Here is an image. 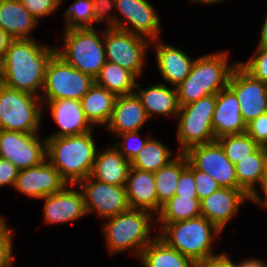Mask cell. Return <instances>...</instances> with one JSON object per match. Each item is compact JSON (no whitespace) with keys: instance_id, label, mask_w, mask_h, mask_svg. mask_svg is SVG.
<instances>
[{"instance_id":"cell-28","label":"cell","mask_w":267,"mask_h":267,"mask_svg":"<svg viewBox=\"0 0 267 267\" xmlns=\"http://www.w3.org/2000/svg\"><path fill=\"white\" fill-rule=\"evenodd\" d=\"M141 267H197V264L156 236L141 252Z\"/></svg>"},{"instance_id":"cell-52","label":"cell","mask_w":267,"mask_h":267,"mask_svg":"<svg viewBox=\"0 0 267 267\" xmlns=\"http://www.w3.org/2000/svg\"><path fill=\"white\" fill-rule=\"evenodd\" d=\"M4 75V56L0 54V83Z\"/></svg>"},{"instance_id":"cell-4","label":"cell","mask_w":267,"mask_h":267,"mask_svg":"<svg viewBox=\"0 0 267 267\" xmlns=\"http://www.w3.org/2000/svg\"><path fill=\"white\" fill-rule=\"evenodd\" d=\"M229 50L201 55L193 62L190 74L176 86L179 106L217 94L228 86L232 70L238 64L230 61Z\"/></svg>"},{"instance_id":"cell-45","label":"cell","mask_w":267,"mask_h":267,"mask_svg":"<svg viewBox=\"0 0 267 267\" xmlns=\"http://www.w3.org/2000/svg\"><path fill=\"white\" fill-rule=\"evenodd\" d=\"M230 253L226 251L212 255L197 263V267H233Z\"/></svg>"},{"instance_id":"cell-53","label":"cell","mask_w":267,"mask_h":267,"mask_svg":"<svg viewBox=\"0 0 267 267\" xmlns=\"http://www.w3.org/2000/svg\"><path fill=\"white\" fill-rule=\"evenodd\" d=\"M64 3V0H60V8H62V4Z\"/></svg>"},{"instance_id":"cell-42","label":"cell","mask_w":267,"mask_h":267,"mask_svg":"<svg viewBox=\"0 0 267 267\" xmlns=\"http://www.w3.org/2000/svg\"><path fill=\"white\" fill-rule=\"evenodd\" d=\"M175 195L198 198L193 173L187 167L180 173Z\"/></svg>"},{"instance_id":"cell-9","label":"cell","mask_w":267,"mask_h":267,"mask_svg":"<svg viewBox=\"0 0 267 267\" xmlns=\"http://www.w3.org/2000/svg\"><path fill=\"white\" fill-rule=\"evenodd\" d=\"M106 61L118 64L137 79L142 78L151 41L128 31L104 28Z\"/></svg>"},{"instance_id":"cell-27","label":"cell","mask_w":267,"mask_h":267,"mask_svg":"<svg viewBox=\"0 0 267 267\" xmlns=\"http://www.w3.org/2000/svg\"><path fill=\"white\" fill-rule=\"evenodd\" d=\"M116 97L114 93L94 83L81 98L85 117L93 127L102 126V129H104L108 124Z\"/></svg>"},{"instance_id":"cell-7","label":"cell","mask_w":267,"mask_h":267,"mask_svg":"<svg viewBox=\"0 0 267 267\" xmlns=\"http://www.w3.org/2000/svg\"><path fill=\"white\" fill-rule=\"evenodd\" d=\"M42 119L40 97L0 83V130L41 133Z\"/></svg>"},{"instance_id":"cell-41","label":"cell","mask_w":267,"mask_h":267,"mask_svg":"<svg viewBox=\"0 0 267 267\" xmlns=\"http://www.w3.org/2000/svg\"><path fill=\"white\" fill-rule=\"evenodd\" d=\"M246 133L259 145L267 144V112L246 124Z\"/></svg>"},{"instance_id":"cell-46","label":"cell","mask_w":267,"mask_h":267,"mask_svg":"<svg viewBox=\"0 0 267 267\" xmlns=\"http://www.w3.org/2000/svg\"><path fill=\"white\" fill-rule=\"evenodd\" d=\"M13 238L12 235L7 241L0 243V267H14V255L15 252L13 247Z\"/></svg>"},{"instance_id":"cell-12","label":"cell","mask_w":267,"mask_h":267,"mask_svg":"<svg viewBox=\"0 0 267 267\" xmlns=\"http://www.w3.org/2000/svg\"><path fill=\"white\" fill-rule=\"evenodd\" d=\"M116 29L128 31L150 41L160 39L161 18L148 0H115ZM121 18H120V16Z\"/></svg>"},{"instance_id":"cell-15","label":"cell","mask_w":267,"mask_h":267,"mask_svg":"<svg viewBox=\"0 0 267 267\" xmlns=\"http://www.w3.org/2000/svg\"><path fill=\"white\" fill-rule=\"evenodd\" d=\"M228 87L239 101L246 124L267 112V84L253 77L239 63L231 72Z\"/></svg>"},{"instance_id":"cell-44","label":"cell","mask_w":267,"mask_h":267,"mask_svg":"<svg viewBox=\"0 0 267 267\" xmlns=\"http://www.w3.org/2000/svg\"><path fill=\"white\" fill-rule=\"evenodd\" d=\"M259 208L266 210L267 209V171L265 175L261 178L258 186L252 191L249 195V201Z\"/></svg>"},{"instance_id":"cell-26","label":"cell","mask_w":267,"mask_h":267,"mask_svg":"<svg viewBox=\"0 0 267 267\" xmlns=\"http://www.w3.org/2000/svg\"><path fill=\"white\" fill-rule=\"evenodd\" d=\"M39 22L19 0H0V28L13 39L34 38Z\"/></svg>"},{"instance_id":"cell-10","label":"cell","mask_w":267,"mask_h":267,"mask_svg":"<svg viewBox=\"0 0 267 267\" xmlns=\"http://www.w3.org/2000/svg\"><path fill=\"white\" fill-rule=\"evenodd\" d=\"M94 83L90 75L75 69L55 53L46 67L40 99L81 100Z\"/></svg>"},{"instance_id":"cell-16","label":"cell","mask_w":267,"mask_h":267,"mask_svg":"<svg viewBox=\"0 0 267 267\" xmlns=\"http://www.w3.org/2000/svg\"><path fill=\"white\" fill-rule=\"evenodd\" d=\"M40 200L44 201L42 222L45 225L74 223L87 216L83 193L77 185L67 184L61 191Z\"/></svg>"},{"instance_id":"cell-19","label":"cell","mask_w":267,"mask_h":267,"mask_svg":"<svg viewBox=\"0 0 267 267\" xmlns=\"http://www.w3.org/2000/svg\"><path fill=\"white\" fill-rule=\"evenodd\" d=\"M247 201L249 196L243 190L220 187L200 200L201 215L224 232Z\"/></svg>"},{"instance_id":"cell-39","label":"cell","mask_w":267,"mask_h":267,"mask_svg":"<svg viewBox=\"0 0 267 267\" xmlns=\"http://www.w3.org/2000/svg\"><path fill=\"white\" fill-rule=\"evenodd\" d=\"M92 1L94 12V27H96L95 25H97V23H104L106 26H104L103 28H116V15L113 13V10L115 11V0Z\"/></svg>"},{"instance_id":"cell-24","label":"cell","mask_w":267,"mask_h":267,"mask_svg":"<svg viewBox=\"0 0 267 267\" xmlns=\"http://www.w3.org/2000/svg\"><path fill=\"white\" fill-rule=\"evenodd\" d=\"M131 162L113 145L97 150L91 177L109 185L125 186Z\"/></svg>"},{"instance_id":"cell-38","label":"cell","mask_w":267,"mask_h":267,"mask_svg":"<svg viewBox=\"0 0 267 267\" xmlns=\"http://www.w3.org/2000/svg\"><path fill=\"white\" fill-rule=\"evenodd\" d=\"M40 23L41 18L52 16L60 9V0H19Z\"/></svg>"},{"instance_id":"cell-47","label":"cell","mask_w":267,"mask_h":267,"mask_svg":"<svg viewBox=\"0 0 267 267\" xmlns=\"http://www.w3.org/2000/svg\"><path fill=\"white\" fill-rule=\"evenodd\" d=\"M233 267H267V262L258 257L242 258L237 263L233 262Z\"/></svg>"},{"instance_id":"cell-21","label":"cell","mask_w":267,"mask_h":267,"mask_svg":"<svg viewBox=\"0 0 267 267\" xmlns=\"http://www.w3.org/2000/svg\"><path fill=\"white\" fill-rule=\"evenodd\" d=\"M149 121L141 100L134 92L116 97L111 118L103 130L116 138L124 132L141 131Z\"/></svg>"},{"instance_id":"cell-54","label":"cell","mask_w":267,"mask_h":267,"mask_svg":"<svg viewBox=\"0 0 267 267\" xmlns=\"http://www.w3.org/2000/svg\"><path fill=\"white\" fill-rule=\"evenodd\" d=\"M264 150L267 152V144L264 146Z\"/></svg>"},{"instance_id":"cell-30","label":"cell","mask_w":267,"mask_h":267,"mask_svg":"<svg viewBox=\"0 0 267 267\" xmlns=\"http://www.w3.org/2000/svg\"><path fill=\"white\" fill-rule=\"evenodd\" d=\"M238 189L248 196L258 186L267 171V152L260 146L255 152L235 164Z\"/></svg>"},{"instance_id":"cell-18","label":"cell","mask_w":267,"mask_h":267,"mask_svg":"<svg viewBox=\"0 0 267 267\" xmlns=\"http://www.w3.org/2000/svg\"><path fill=\"white\" fill-rule=\"evenodd\" d=\"M42 104L43 118L45 116L44 113L51 114V118L59 129L55 130L54 133L51 132L48 136L45 135V137L81 135L95 128L86 119L81 100H42Z\"/></svg>"},{"instance_id":"cell-6","label":"cell","mask_w":267,"mask_h":267,"mask_svg":"<svg viewBox=\"0 0 267 267\" xmlns=\"http://www.w3.org/2000/svg\"><path fill=\"white\" fill-rule=\"evenodd\" d=\"M61 30L62 45L56 54L66 63L95 79L106 62L104 28ZM101 33V34H100Z\"/></svg>"},{"instance_id":"cell-25","label":"cell","mask_w":267,"mask_h":267,"mask_svg":"<svg viewBox=\"0 0 267 267\" xmlns=\"http://www.w3.org/2000/svg\"><path fill=\"white\" fill-rule=\"evenodd\" d=\"M125 187L131 209L147 210L157 215L154 173L131 167Z\"/></svg>"},{"instance_id":"cell-49","label":"cell","mask_w":267,"mask_h":267,"mask_svg":"<svg viewBox=\"0 0 267 267\" xmlns=\"http://www.w3.org/2000/svg\"><path fill=\"white\" fill-rule=\"evenodd\" d=\"M261 28H259V41L256 47H267V14L261 24Z\"/></svg>"},{"instance_id":"cell-14","label":"cell","mask_w":267,"mask_h":267,"mask_svg":"<svg viewBox=\"0 0 267 267\" xmlns=\"http://www.w3.org/2000/svg\"><path fill=\"white\" fill-rule=\"evenodd\" d=\"M184 154L197 170L210 175L221 187L238 189L235 165L217 140L193 146Z\"/></svg>"},{"instance_id":"cell-2","label":"cell","mask_w":267,"mask_h":267,"mask_svg":"<svg viewBox=\"0 0 267 267\" xmlns=\"http://www.w3.org/2000/svg\"><path fill=\"white\" fill-rule=\"evenodd\" d=\"M155 220L153 213L131 208L104 219L100 224L101 232L104 236L103 244L110 257L129 252L128 254L137 260L143 249L157 236V230L153 229V226H156Z\"/></svg>"},{"instance_id":"cell-1","label":"cell","mask_w":267,"mask_h":267,"mask_svg":"<svg viewBox=\"0 0 267 267\" xmlns=\"http://www.w3.org/2000/svg\"><path fill=\"white\" fill-rule=\"evenodd\" d=\"M48 45L36 38L13 39L4 55L1 83L40 97L47 64L56 53V46Z\"/></svg>"},{"instance_id":"cell-22","label":"cell","mask_w":267,"mask_h":267,"mask_svg":"<svg viewBox=\"0 0 267 267\" xmlns=\"http://www.w3.org/2000/svg\"><path fill=\"white\" fill-rule=\"evenodd\" d=\"M137 79L135 93L141 100L148 118L151 120L157 116L177 117L180 106L178 102L176 87L164 83H157L141 88L142 85ZM170 116V117H169ZM174 116V117H173Z\"/></svg>"},{"instance_id":"cell-40","label":"cell","mask_w":267,"mask_h":267,"mask_svg":"<svg viewBox=\"0 0 267 267\" xmlns=\"http://www.w3.org/2000/svg\"><path fill=\"white\" fill-rule=\"evenodd\" d=\"M187 168L193 173L199 200L209 196L221 187L214 178L205 172L197 170L189 161L187 162Z\"/></svg>"},{"instance_id":"cell-37","label":"cell","mask_w":267,"mask_h":267,"mask_svg":"<svg viewBox=\"0 0 267 267\" xmlns=\"http://www.w3.org/2000/svg\"><path fill=\"white\" fill-rule=\"evenodd\" d=\"M247 58L248 60H239L238 63L253 77L267 84V47H256Z\"/></svg>"},{"instance_id":"cell-13","label":"cell","mask_w":267,"mask_h":267,"mask_svg":"<svg viewBox=\"0 0 267 267\" xmlns=\"http://www.w3.org/2000/svg\"><path fill=\"white\" fill-rule=\"evenodd\" d=\"M77 186L83 193L87 216L94 213L103 221L130 209L125 186L109 185L91 176Z\"/></svg>"},{"instance_id":"cell-50","label":"cell","mask_w":267,"mask_h":267,"mask_svg":"<svg viewBox=\"0 0 267 267\" xmlns=\"http://www.w3.org/2000/svg\"><path fill=\"white\" fill-rule=\"evenodd\" d=\"M13 38L0 28V54L5 55Z\"/></svg>"},{"instance_id":"cell-51","label":"cell","mask_w":267,"mask_h":267,"mask_svg":"<svg viewBox=\"0 0 267 267\" xmlns=\"http://www.w3.org/2000/svg\"><path fill=\"white\" fill-rule=\"evenodd\" d=\"M229 0H189L188 4H199V5H209V7H212L214 5L222 4L223 2H228Z\"/></svg>"},{"instance_id":"cell-8","label":"cell","mask_w":267,"mask_h":267,"mask_svg":"<svg viewBox=\"0 0 267 267\" xmlns=\"http://www.w3.org/2000/svg\"><path fill=\"white\" fill-rule=\"evenodd\" d=\"M215 106L216 94H212L180 107L175 135L180 153L193 146L216 141L212 127Z\"/></svg>"},{"instance_id":"cell-17","label":"cell","mask_w":267,"mask_h":267,"mask_svg":"<svg viewBox=\"0 0 267 267\" xmlns=\"http://www.w3.org/2000/svg\"><path fill=\"white\" fill-rule=\"evenodd\" d=\"M66 185L59 171L46 160L38 166L19 170L13 189L26 197L40 200L61 191Z\"/></svg>"},{"instance_id":"cell-32","label":"cell","mask_w":267,"mask_h":267,"mask_svg":"<svg viewBox=\"0 0 267 267\" xmlns=\"http://www.w3.org/2000/svg\"><path fill=\"white\" fill-rule=\"evenodd\" d=\"M201 215L199 198L192 196L174 195L161 206L156 215V224H169L190 220Z\"/></svg>"},{"instance_id":"cell-35","label":"cell","mask_w":267,"mask_h":267,"mask_svg":"<svg viewBox=\"0 0 267 267\" xmlns=\"http://www.w3.org/2000/svg\"><path fill=\"white\" fill-rule=\"evenodd\" d=\"M63 17L65 23L62 30L74 28H94V12L92 0H75L67 9Z\"/></svg>"},{"instance_id":"cell-5","label":"cell","mask_w":267,"mask_h":267,"mask_svg":"<svg viewBox=\"0 0 267 267\" xmlns=\"http://www.w3.org/2000/svg\"><path fill=\"white\" fill-rule=\"evenodd\" d=\"M154 228L157 229V236L167 245L196 264L217 254L214 253L215 242L223 233L202 215L175 223L156 224Z\"/></svg>"},{"instance_id":"cell-33","label":"cell","mask_w":267,"mask_h":267,"mask_svg":"<svg viewBox=\"0 0 267 267\" xmlns=\"http://www.w3.org/2000/svg\"><path fill=\"white\" fill-rule=\"evenodd\" d=\"M95 83L116 96L134 93L137 78L118 64L106 61Z\"/></svg>"},{"instance_id":"cell-20","label":"cell","mask_w":267,"mask_h":267,"mask_svg":"<svg viewBox=\"0 0 267 267\" xmlns=\"http://www.w3.org/2000/svg\"><path fill=\"white\" fill-rule=\"evenodd\" d=\"M163 39L151 41L150 48L155 53V63L163 79V82L169 86L176 87L190 74L191 67L196 59L189 56L175 45L164 43Z\"/></svg>"},{"instance_id":"cell-34","label":"cell","mask_w":267,"mask_h":267,"mask_svg":"<svg viewBox=\"0 0 267 267\" xmlns=\"http://www.w3.org/2000/svg\"><path fill=\"white\" fill-rule=\"evenodd\" d=\"M216 140L223 147L226 157L234 165L260 147L246 132L225 135Z\"/></svg>"},{"instance_id":"cell-31","label":"cell","mask_w":267,"mask_h":267,"mask_svg":"<svg viewBox=\"0 0 267 267\" xmlns=\"http://www.w3.org/2000/svg\"><path fill=\"white\" fill-rule=\"evenodd\" d=\"M188 159L180 153L168 165L154 173L157 192V214L161 206L175 195L180 173L187 167Z\"/></svg>"},{"instance_id":"cell-36","label":"cell","mask_w":267,"mask_h":267,"mask_svg":"<svg viewBox=\"0 0 267 267\" xmlns=\"http://www.w3.org/2000/svg\"><path fill=\"white\" fill-rule=\"evenodd\" d=\"M149 133L150 134H148L147 132V134L143 136L140 130L132 132H124L116 136L117 138L115 139L117 140L119 139L120 142H114L113 145L129 162H131L143 149L144 145L151 137V135H154L151 132Z\"/></svg>"},{"instance_id":"cell-3","label":"cell","mask_w":267,"mask_h":267,"mask_svg":"<svg viewBox=\"0 0 267 267\" xmlns=\"http://www.w3.org/2000/svg\"><path fill=\"white\" fill-rule=\"evenodd\" d=\"M94 131L95 128L81 135L46 137L47 160L67 184L77 185L91 175L98 150Z\"/></svg>"},{"instance_id":"cell-23","label":"cell","mask_w":267,"mask_h":267,"mask_svg":"<svg viewBox=\"0 0 267 267\" xmlns=\"http://www.w3.org/2000/svg\"><path fill=\"white\" fill-rule=\"evenodd\" d=\"M212 127L215 139L246 132V123L242 119L239 101L228 86L216 94Z\"/></svg>"},{"instance_id":"cell-29","label":"cell","mask_w":267,"mask_h":267,"mask_svg":"<svg viewBox=\"0 0 267 267\" xmlns=\"http://www.w3.org/2000/svg\"><path fill=\"white\" fill-rule=\"evenodd\" d=\"M178 149L173 150L159 138L151 136L143 149L131 161V167L155 173L160 168L168 165L179 154Z\"/></svg>"},{"instance_id":"cell-11","label":"cell","mask_w":267,"mask_h":267,"mask_svg":"<svg viewBox=\"0 0 267 267\" xmlns=\"http://www.w3.org/2000/svg\"><path fill=\"white\" fill-rule=\"evenodd\" d=\"M0 154L19 170L38 166L47 160L46 137L39 133L0 130Z\"/></svg>"},{"instance_id":"cell-43","label":"cell","mask_w":267,"mask_h":267,"mask_svg":"<svg viewBox=\"0 0 267 267\" xmlns=\"http://www.w3.org/2000/svg\"><path fill=\"white\" fill-rule=\"evenodd\" d=\"M19 169L9 160L0 158V189L10 186L14 188Z\"/></svg>"},{"instance_id":"cell-48","label":"cell","mask_w":267,"mask_h":267,"mask_svg":"<svg viewBox=\"0 0 267 267\" xmlns=\"http://www.w3.org/2000/svg\"><path fill=\"white\" fill-rule=\"evenodd\" d=\"M7 222L6 218L0 213V243L7 241L15 233Z\"/></svg>"}]
</instances>
